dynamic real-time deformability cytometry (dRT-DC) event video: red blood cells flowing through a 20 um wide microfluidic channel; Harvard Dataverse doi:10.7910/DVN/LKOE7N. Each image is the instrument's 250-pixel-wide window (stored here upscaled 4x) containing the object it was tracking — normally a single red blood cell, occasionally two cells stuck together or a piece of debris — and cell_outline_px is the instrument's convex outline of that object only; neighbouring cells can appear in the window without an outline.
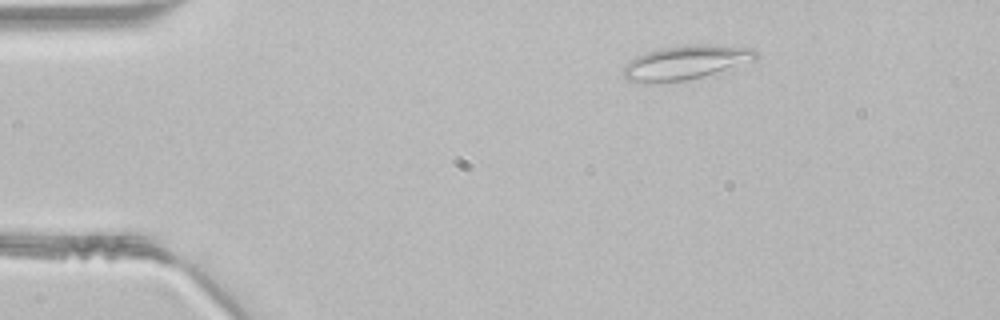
{"species": "common noctule bat (a hibernating species)", "species_latin": "Nyctalus noctula", "temperature_condition": "room temperature", "stored_images_in_passage": 40, "camera_frame_rate_fps": 3000, "um_per_image_px": 0.085, "animal": {"sex": "male", "body_mass_g": 21.5, "forearm_length_mm": 52.0}, "frame": {"image": 1, "passage_image": 1, "time_ms": 0.0, "image_size_px": [1000, 320], "cell_outline_px": [[756, 60], [700, 76], [684, 80], [652, 84], [644, 84], [628, 80], [624, 76], [624, 64], [628, 60], [636, 56], [660, 48], [692, 44], [704, 44], [752, 48], [756, 52]], "centroid_in_image_um": [58.2, 5.31], "position_along_channel_um": 26.8, "area_um2": 26.07}}
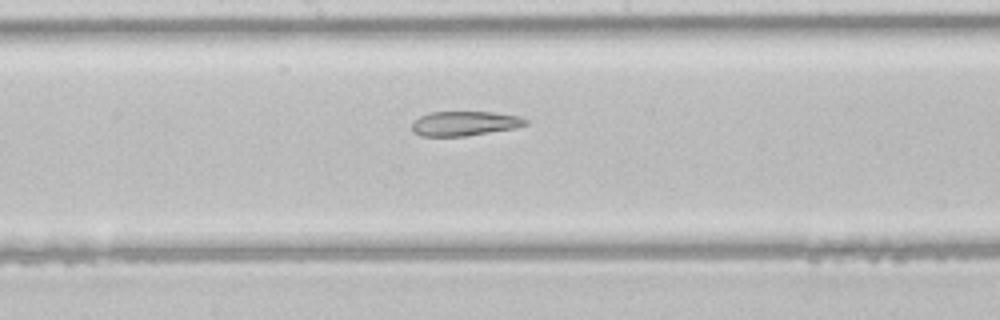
{"frame": {"image": 2, "passage_image": 18, "time_ms": 5.667, "image_size_px": [1000, 320], "cell_outline_px": [[528, 124], [516, 128], [464, 136], [420, 136], [412, 132], [412, 124], [420, 116], [432, 112], [492, 112], [520, 116], [528, 120]], "centroid_in_image_um": [39.51, 10.5], "position_along_channel_um": 208.7, "area_um2": 16.24}}
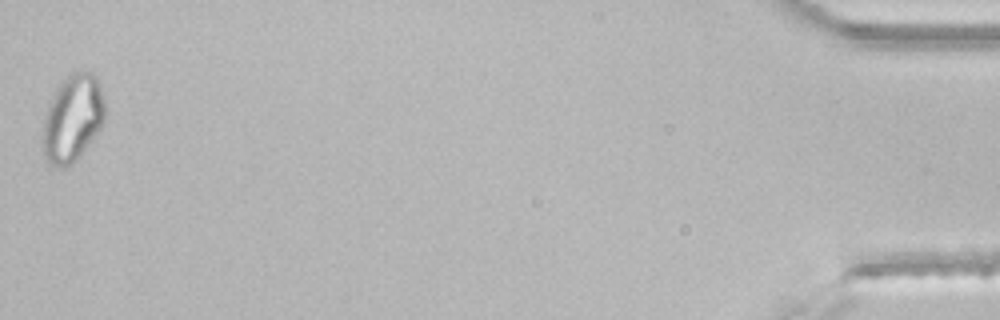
{"frame": {"image": 3, "passage_image": 40, "time_ms": 13.0, "image_size_px": [1000, 320], "cell_outline_px": [[104, 120], [100, 128], [76, 160], [72, 164], [64, 168], [52, 164], [48, 160], [44, 152], [44, 120], [48, 104], [56, 88], [72, 72], [92, 72], [96, 76], [100, 84], [104, 100]], "centroid_in_image_um": [6.19, 10.02], "position_along_channel_um": 429.0, "area_um2": 30.87}}